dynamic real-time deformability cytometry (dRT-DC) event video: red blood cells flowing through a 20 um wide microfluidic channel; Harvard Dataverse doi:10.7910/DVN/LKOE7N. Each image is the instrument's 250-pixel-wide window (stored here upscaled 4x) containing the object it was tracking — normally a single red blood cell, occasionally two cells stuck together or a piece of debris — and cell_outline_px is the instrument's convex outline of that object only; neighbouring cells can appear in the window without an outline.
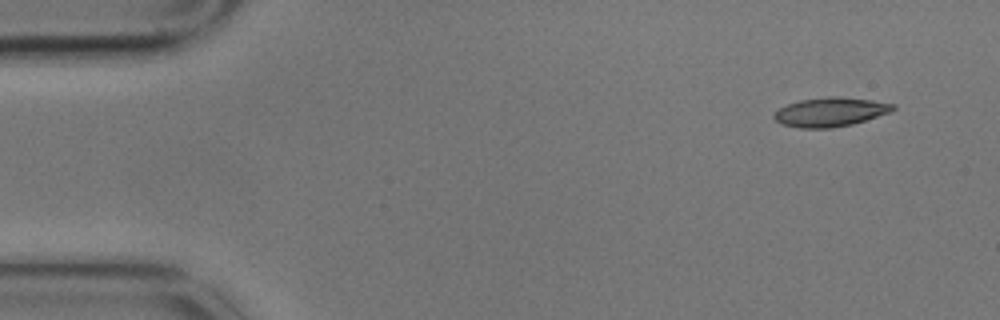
{"species": "common noctule bat (a hibernating species)", "species_latin": "Nyctalus noctula", "temperature_condition": "cold", "stored_images_in_passage": 3, "camera_frame_rate_fps": 3000, "um_per_image_px": 0.085, "animal": {"sex": "male", "body_mass_g": 17.9}, "frame": {"image": 1, "passage_image": 1, "time_ms": 0.0, "image_size_px": [1000, 320], "cell_outline_px": [[896, 108], [892, 112], [852, 124], [832, 128], [800, 128], [780, 124], [772, 116], [780, 108], [788, 104], [800, 100], [828, 96], [840, 96], [872, 100], [896, 104]], "centroid_in_image_um": [70.61, 9.52], "position_along_channel_um": 14.4, "area_um2": 20.29}}